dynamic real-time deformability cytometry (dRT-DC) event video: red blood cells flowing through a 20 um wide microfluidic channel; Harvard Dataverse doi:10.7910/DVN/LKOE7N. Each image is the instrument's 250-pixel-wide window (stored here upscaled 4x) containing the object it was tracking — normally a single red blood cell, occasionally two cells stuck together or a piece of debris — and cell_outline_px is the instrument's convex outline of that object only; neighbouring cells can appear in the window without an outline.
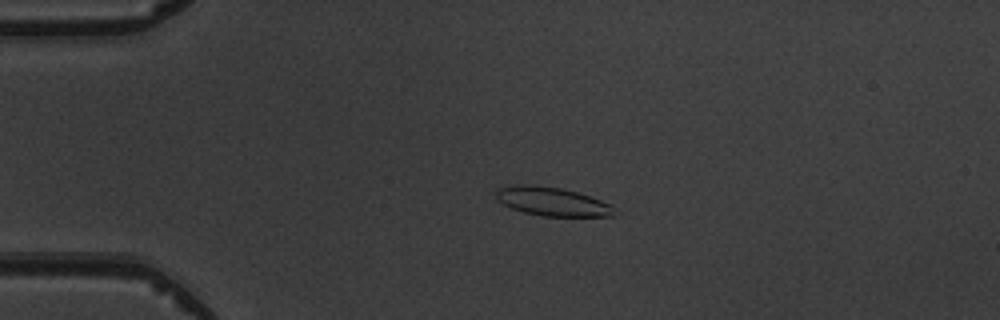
{"species": "common noctule bat (a hibernating species)", "species_latin": "Nyctalus noctula", "temperature_condition": "warm", "stored_images_in_passage": 4, "camera_frame_rate_fps": 3000, "um_per_image_px": 0.085, "animal": {"sex": "male", "body_mass_g": 19.5, "forearm_length_mm": 54.6}, "frame": {"image": 1, "passage_image": 3, "time_ms": 2.333, "image_size_px": [1000, 320], "cell_outline_px": [[616, 216], [540, 216], [524, 212], [512, 208], [496, 200], [496, 188], [516, 184], [536, 184], [564, 188], [612, 204]], "centroid_in_image_um": [46.91, 17.11], "position_along_channel_um": 38.1, "area_um2": 20.0}}